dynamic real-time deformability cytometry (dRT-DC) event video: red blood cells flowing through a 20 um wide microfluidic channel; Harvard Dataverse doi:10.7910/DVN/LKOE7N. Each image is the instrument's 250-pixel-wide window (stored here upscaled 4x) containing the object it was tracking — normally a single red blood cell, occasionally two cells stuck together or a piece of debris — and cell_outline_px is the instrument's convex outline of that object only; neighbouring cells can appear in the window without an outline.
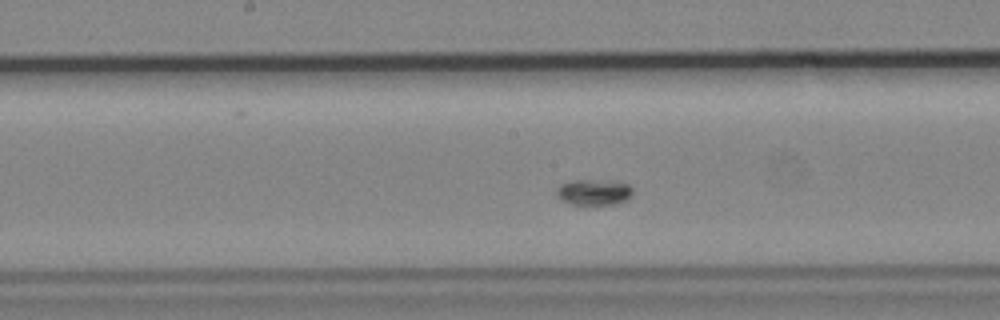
{"species": "common noctule bat (a hibernating species)", "species_latin": "Nyctalus noctula", "temperature_condition": "cold", "stored_images_in_passage": 52, "camera_frame_rate_fps": 3000, "um_per_image_px": 0.085, "animal": {"sex": "male", "body_mass_g": 19.2, "forearm_length_mm": 51.8}, "frame": {"image": 1, "passage_image": 24, "time_ms": 7.667, "image_size_px": [1000, 320], "cell_outline_px": [[632, 192], [628, 200], [616, 204], [572, 204], [560, 200], [556, 192], [556, 188], [560, 184], [576, 180], [612, 180], [628, 184], [632, 188]], "centroid_in_image_um": [50.49, 16.33], "position_along_channel_um": 197.7, "area_um2": 11.56}}
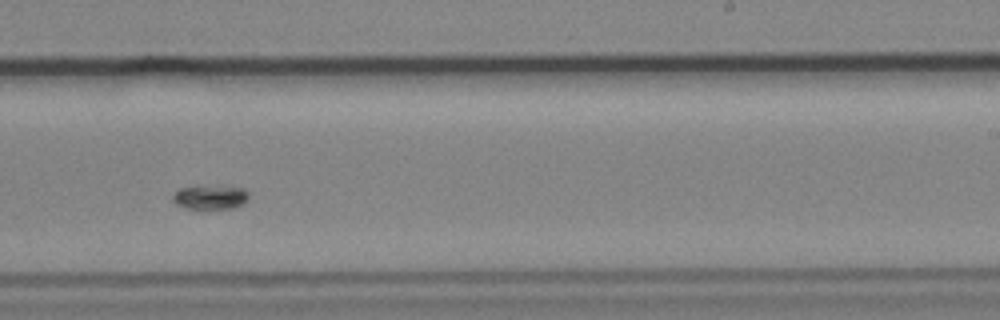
{"frame": {"image": 2, "passage_image": 30, "time_ms": 9.667, "image_size_px": [1000, 320], "cell_outline_px": [[248, 200], [244, 204], [232, 208], [188, 208], [176, 204], [172, 200], [172, 196], [180, 188], [220, 184], [232, 184], [244, 188], [248, 192]], "centroid_in_image_um": [17.96, 16.71], "position_along_channel_um": 271.0, "area_um2": 11.1}}